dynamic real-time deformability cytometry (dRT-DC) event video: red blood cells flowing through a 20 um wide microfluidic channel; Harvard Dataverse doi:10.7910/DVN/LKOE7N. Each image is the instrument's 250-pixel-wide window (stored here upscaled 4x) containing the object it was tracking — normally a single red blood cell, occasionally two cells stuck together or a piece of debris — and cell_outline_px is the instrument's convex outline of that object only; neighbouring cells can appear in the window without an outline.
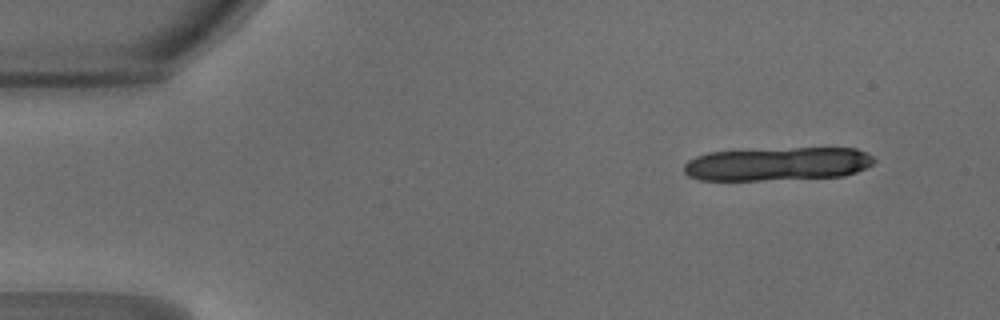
{"species": "common noctule bat (a hibernating species)", "species_latin": "Nyctalus noctula", "temperature_condition": "warm", "stored_images_in_passage": 13, "camera_frame_rate_fps": 3000, "um_per_image_px": 0.085, "animal": {"sex": "male", "body_mass_g": 18.8}, "frame": {"image": 1, "passage_image": 2, "time_ms": 0.333, "image_size_px": [1000, 320], "cell_outline_px": [[876, 160], [872, 164], [856, 172], [844, 176], [760, 180], [700, 180], [688, 176], [684, 172], [684, 164], [688, 160], [696, 156], [708, 152], [792, 148], [856, 148], [872, 156]], "centroid_in_image_um": [66.07, 13.93], "position_along_channel_um": 18.9, "area_um2": 36.93}}